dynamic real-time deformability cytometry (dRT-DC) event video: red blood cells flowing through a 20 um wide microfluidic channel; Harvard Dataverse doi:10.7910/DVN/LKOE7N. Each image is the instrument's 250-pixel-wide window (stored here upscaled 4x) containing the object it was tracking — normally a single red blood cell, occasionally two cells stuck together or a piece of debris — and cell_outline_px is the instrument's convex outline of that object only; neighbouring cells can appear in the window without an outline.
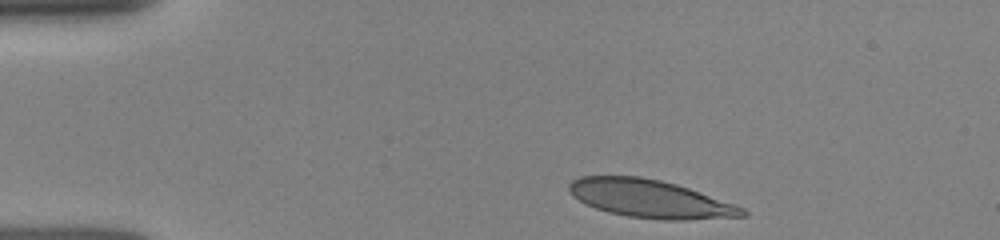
{"species": "human", "species_latin": "Homo sapiens", "temperature_condition": "room temperature", "stored_images_in_passage": 21, "camera_frame_rate_fps": 3000, "um_per_image_px": 0.085, "donor": {"sex": "female"}, "frame": {"image": 1, "passage_image": 1, "time_ms": 0.0, "image_size_px": [1000, 240], "cell_outline_px": [[748, 216], [688, 220], [664, 220], [628, 216], [608, 212], [584, 204], [572, 196], [568, 188], [568, 184], [572, 180], [580, 176], [640, 176], [660, 180], [676, 184], [688, 188], [744, 208], [748, 212]], "centroid_in_image_um": [55.23, 16.9], "position_along_channel_um": 29.8, "area_um2": 38.32}}
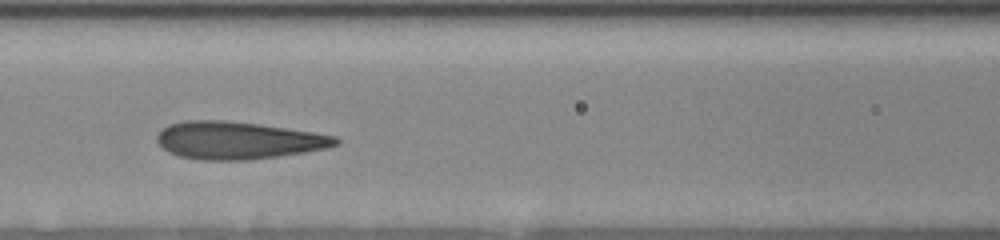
{"frame": {"image": 2, "passage_image": 15, "time_ms": 4.333, "image_size_px": [1000, 240], "cell_outline_px": [[340, 144], [324, 148], [304, 152], [280, 156], [248, 160], [200, 160], [180, 156], [168, 152], [156, 140], [156, 136], [168, 124], [184, 120], [224, 120], [260, 124], [312, 132], [336, 136], [340, 140]], "centroid_in_image_um": [20.22, 11.93], "position_along_channel_um": 146.4, "area_um2": 39.02}}
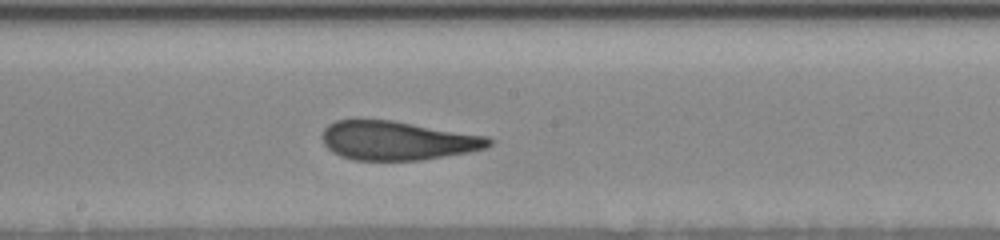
{"frame": {"image": 3, "passage_image": 21, "time_ms": 6.0, "image_size_px": [1000, 240], "cell_outline_px": [[492, 144], [484, 148], [468, 152], [424, 160], [356, 160], [340, 156], [332, 152], [324, 144], [324, 128], [328, 124], [336, 120], [392, 120], [488, 136], [492, 140]], "centroid_in_image_um": [33.8, 11.95], "position_along_channel_um": 214.4, "area_um2": 37.69}}